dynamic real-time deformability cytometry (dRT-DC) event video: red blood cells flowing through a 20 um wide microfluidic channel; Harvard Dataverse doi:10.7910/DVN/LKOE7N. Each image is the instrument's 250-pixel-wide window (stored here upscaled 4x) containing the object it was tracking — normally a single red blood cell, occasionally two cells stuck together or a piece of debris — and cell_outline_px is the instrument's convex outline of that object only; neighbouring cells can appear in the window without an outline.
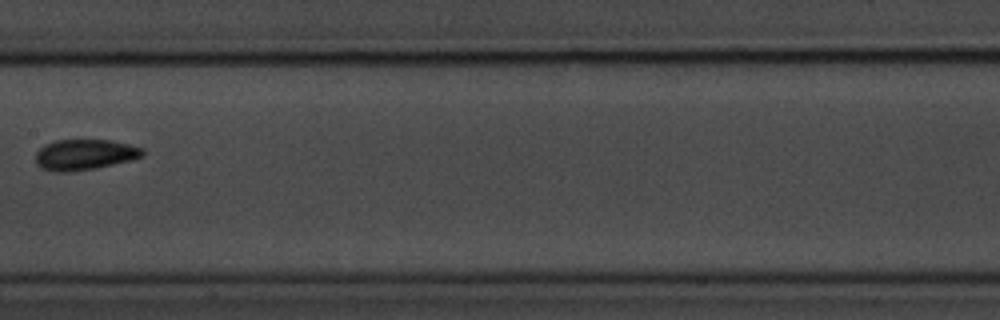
{"species": "common noctule bat (a hibernating species)", "species_latin": "Nyctalus noctula", "temperature_condition": "room temperature", "stored_images_in_passage": 11, "camera_frame_rate_fps": 3000, "um_per_image_px": 0.085, "animal": {"sex": "male", "body_mass_g": 20.1, "forearm_length_mm": 53.5}, "frame": {"image": 1, "passage_image": 7, "time_ms": 7.333, "image_size_px": [1000, 320], "cell_outline_px": [[144, 156], [132, 160], [96, 168], [68, 172], [56, 172], [40, 168], [36, 164], [36, 152], [44, 144], [56, 140], [112, 140], [144, 148]], "centroid_in_image_um": [7.19, 13.14], "position_along_channel_um": 200.2, "area_um2": 19.31}}